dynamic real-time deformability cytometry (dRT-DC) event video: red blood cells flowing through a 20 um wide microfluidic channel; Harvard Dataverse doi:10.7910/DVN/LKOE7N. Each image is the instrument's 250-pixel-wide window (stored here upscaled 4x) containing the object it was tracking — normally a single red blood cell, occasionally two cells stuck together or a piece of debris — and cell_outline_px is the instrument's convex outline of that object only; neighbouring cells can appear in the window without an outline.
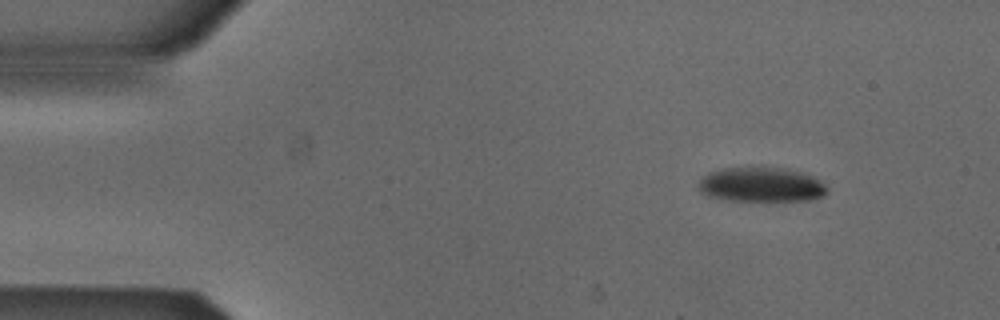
{"species": "Egyptian fruit bat (a non-hibernating species)", "species_latin": "Rousettus aegyptiacus", "temperature_condition": "cold", "stored_images_in_passage": 4, "camera_frame_rate_fps": 3000, "um_per_image_px": 0.085, "animal": {"sex": "male"}, "frame": {"image": 1, "passage_image": 1, "time_ms": 0.0, "image_size_px": [1000, 320], "cell_outline_px": [[828, 192], [824, 196], [808, 200], [728, 200], [708, 196], [700, 192], [696, 188], [696, 184], [700, 176], [708, 172], [720, 168], [748, 164], [764, 164], [788, 168], [804, 172], [820, 180], [828, 188]], "centroid_in_image_um": [64.64, 15.62], "position_along_channel_um": 20.4, "area_um2": 27.46}}